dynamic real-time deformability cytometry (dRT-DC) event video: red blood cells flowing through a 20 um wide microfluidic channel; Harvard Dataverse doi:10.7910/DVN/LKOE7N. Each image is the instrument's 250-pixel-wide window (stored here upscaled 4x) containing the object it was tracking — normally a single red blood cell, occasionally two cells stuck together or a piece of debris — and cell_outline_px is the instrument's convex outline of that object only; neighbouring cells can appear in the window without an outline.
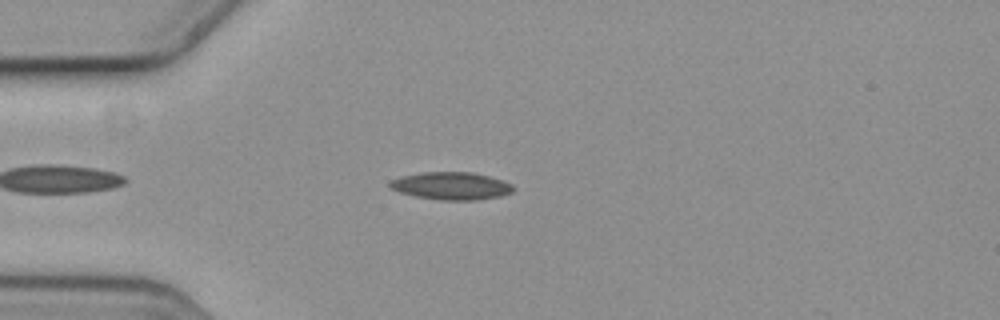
{"species": "common noctule bat (a hibernating species)", "species_latin": "Nyctalus noctula", "temperature_condition": "cold", "stored_images_in_passage": 10, "camera_frame_rate_fps": 3000, "um_per_image_px": 0.085, "animal": {"sex": "female", "body_mass_g": 19.3, "forearm_length_mm": 54.1}, "frame": {"image": 1, "passage_image": 4, "time_ms": 1.0, "image_size_px": [1000, 320], "cell_outline_px": [[516, 188], [512, 192], [500, 196], [476, 200], [440, 200], [416, 196], [400, 192], [388, 188], [388, 184], [392, 180], [404, 176], [424, 172], [472, 172], [488, 176], [512, 184]], "centroid_in_image_um": [38.37, 15.8], "position_along_channel_um": 46.6, "area_um2": 19.71}}
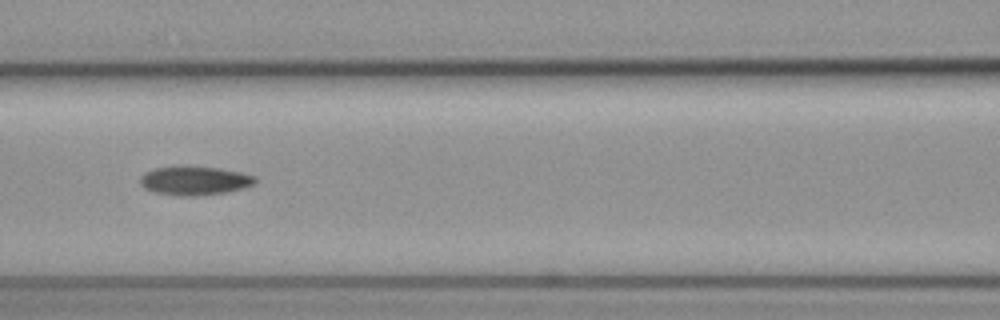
{"frame": {"image": 2, "passage_image": 7, "time_ms": 2.0, "image_size_px": [1000, 320], "cell_outline_px": [[256, 180], [252, 184], [244, 188], [228, 192], [196, 196], [176, 196], [156, 192], [144, 188], [140, 184], [140, 176], [144, 172], [156, 168], [176, 164], [216, 168], [240, 172], [256, 176]], "centroid_in_image_um": [16.49, 15.34], "position_along_channel_um": 150.1, "area_um2": 19.71}}
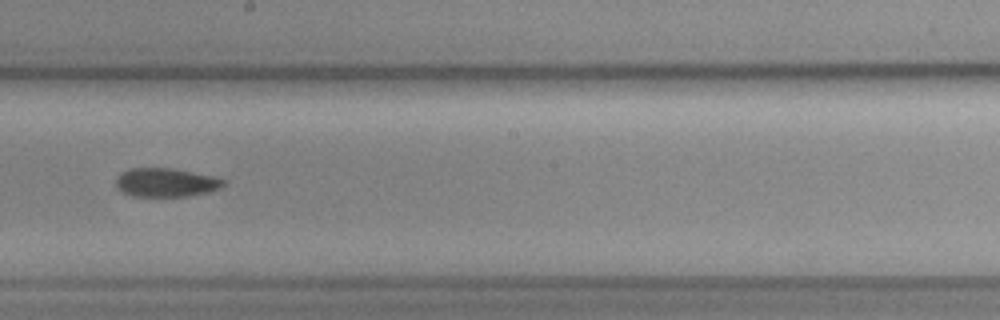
{"frame": {"image": 3, "passage_image": 9, "time_ms": 2.667, "image_size_px": [1000, 320], "cell_outline_px": [[224, 184], [220, 188], [208, 192], [188, 196], [132, 196], [120, 192], [116, 188], [116, 176], [120, 172], [128, 168], [168, 168], [212, 176], [224, 180]], "centroid_in_image_um": [14.01, 15.52], "position_along_channel_um": 234.2, "area_um2": 17.98}}